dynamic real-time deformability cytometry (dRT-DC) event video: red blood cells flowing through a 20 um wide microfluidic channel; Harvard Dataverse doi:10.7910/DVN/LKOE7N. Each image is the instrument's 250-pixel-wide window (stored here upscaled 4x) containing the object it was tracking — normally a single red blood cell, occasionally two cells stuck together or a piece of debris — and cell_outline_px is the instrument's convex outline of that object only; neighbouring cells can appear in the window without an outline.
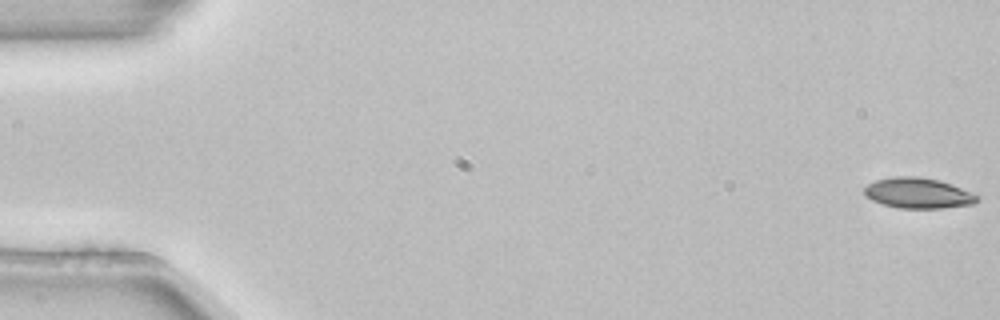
{"species": "common noctule bat (a hibernating species)", "species_latin": "Nyctalus noctula", "temperature_condition": "room temperature", "stored_images_in_passage": 5, "segment_of_instrument_passage": [2, 2], "camera_frame_rate_fps": 3000, "um_per_image_px": 0.085, "animal": {"sex": "female", "body_mass_g": 22.7, "forearm_length_mm": 54.2}, "frame": {"image": 1, "passage_image": 5, "time_ms": 1.333, "image_size_px": [1000, 320], "cell_outline_px": [[980, 200], [972, 204], [944, 208], [900, 208], [884, 204], [872, 200], [864, 192], [864, 188], [868, 184], [876, 180], [896, 176], [920, 176], [952, 184], [972, 192], [980, 196]], "centroid_in_image_um": [78.08, 16.41], "position_along_channel_um": 6.9, "area_um2": 20.0}}